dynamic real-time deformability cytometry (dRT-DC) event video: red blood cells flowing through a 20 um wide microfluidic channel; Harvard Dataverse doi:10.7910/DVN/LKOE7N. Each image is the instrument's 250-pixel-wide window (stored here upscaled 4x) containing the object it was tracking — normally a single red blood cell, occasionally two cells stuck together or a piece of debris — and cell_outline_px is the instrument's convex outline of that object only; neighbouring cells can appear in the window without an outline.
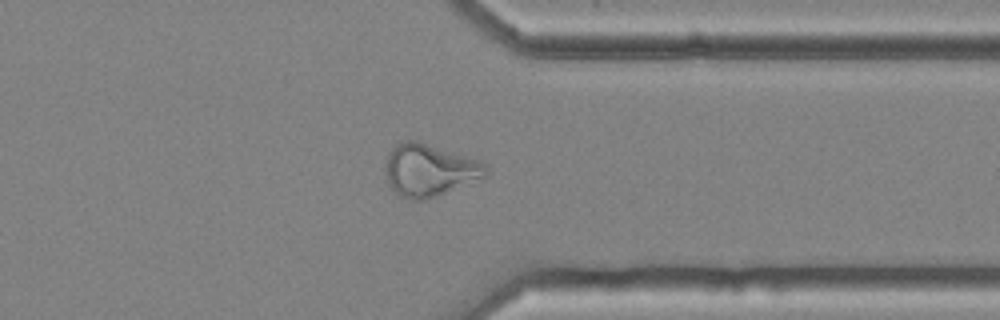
{"species": "common noctule bat (a hibernating species)", "species_latin": "Nyctalus noctula", "temperature_condition": "cold", "stored_images_in_passage": 43, "camera_frame_rate_fps": 3000, "um_per_image_px": 0.085, "animal": {"sex": "female", "body_mass_g": 25.1}, "frame": {"image": 1, "passage_image": 31, "time_ms": 10.0, "image_size_px": [1000, 320], "cell_outline_px": [[488, 176], [436, 196], [424, 200], [408, 200], [400, 196], [388, 184], [388, 152], [396, 144], [404, 140], [416, 140], [480, 160], [488, 164]], "centroid_in_image_um": [36.55, 14.46], "position_along_channel_um": 374.8, "area_um2": 30.46}, "authors_computed_cell_mechanics": {"area_um2": 29.9982, "velocity_mm_per_s": 3.635, "shape_relaxation_time_tau1_ms": null, "shape_relaxation_time_tau2_ms": 2.2339, "deformation_change_tau1": null, "deformation_change_tau2": 0.1034}}